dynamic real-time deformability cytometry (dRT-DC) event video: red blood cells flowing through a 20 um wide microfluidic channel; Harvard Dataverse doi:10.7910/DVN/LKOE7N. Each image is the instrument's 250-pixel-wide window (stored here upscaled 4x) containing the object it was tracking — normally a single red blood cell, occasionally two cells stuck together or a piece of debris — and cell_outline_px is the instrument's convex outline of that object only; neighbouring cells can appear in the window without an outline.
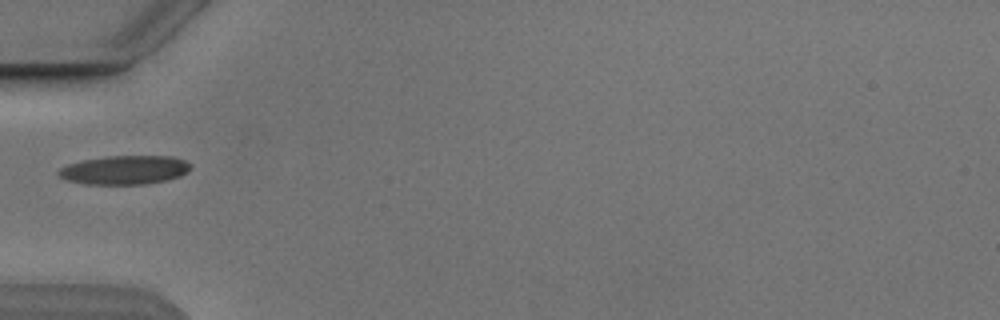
{"species": "Egyptian fruit bat (a non-hibernating species)", "species_latin": "Rousettus aegyptiacus", "temperature_condition": "cold", "stored_images_in_passage": 1, "camera_frame_rate_fps": 3000, "um_per_image_px": 0.085, "animal": {"sex": "male"}, "frame": {"image": 1, "passage_image": 1, "time_ms": 0.0, "image_size_px": [1000, 320], "cell_outline_px": [[192, 168], [188, 172], [180, 176], [168, 180], [144, 184], [84, 184], [68, 180], [60, 176], [56, 172], [60, 168], [68, 164], [84, 160], [108, 156], [172, 156], [184, 160], [192, 164]], "centroid_in_image_um": [10.64, 14.44], "position_along_channel_um": 74.4, "area_um2": 22.25}}